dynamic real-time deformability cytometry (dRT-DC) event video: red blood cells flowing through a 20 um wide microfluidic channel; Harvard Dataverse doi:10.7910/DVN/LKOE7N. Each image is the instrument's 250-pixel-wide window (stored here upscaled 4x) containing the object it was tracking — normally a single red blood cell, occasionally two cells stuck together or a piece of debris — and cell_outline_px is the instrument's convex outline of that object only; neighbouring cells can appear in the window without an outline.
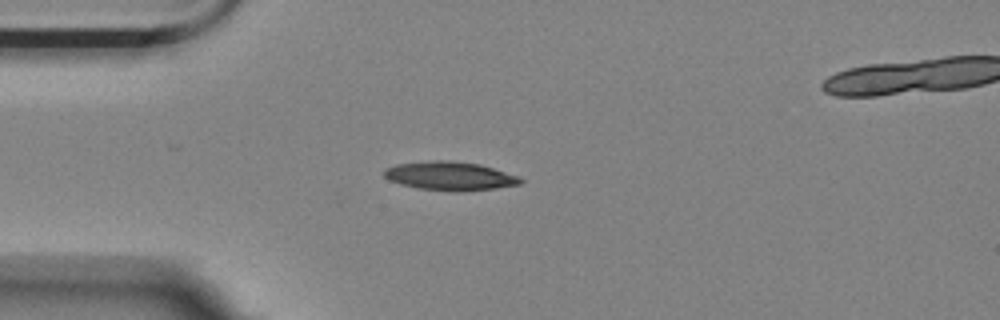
{"species": "Egyptian fruit bat (a non-hibernating species)", "species_latin": "Rousettus aegyptiacus", "temperature_condition": "room temperature", "stored_images_in_passage": 14, "camera_frame_rate_fps": 3000, "um_per_image_px": 0.085, "animal": {"sex": "female"}, "frame": {"image": 1, "passage_image": 2, "time_ms": 1.333, "image_size_px": [1000, 320], "cell_outline_px": [[524, 180], [520, 184], [496, 188], [420, 188], [400, 184], [388, 180], [384, 176], [384, 168], [396, 164], [432, 160], [448, 160], [480, 164], [516, 176]], "centroid_in_image_um": [38.16, 14.9], "position_along_channel_um": 46.8, "area_um2": 21.56}}
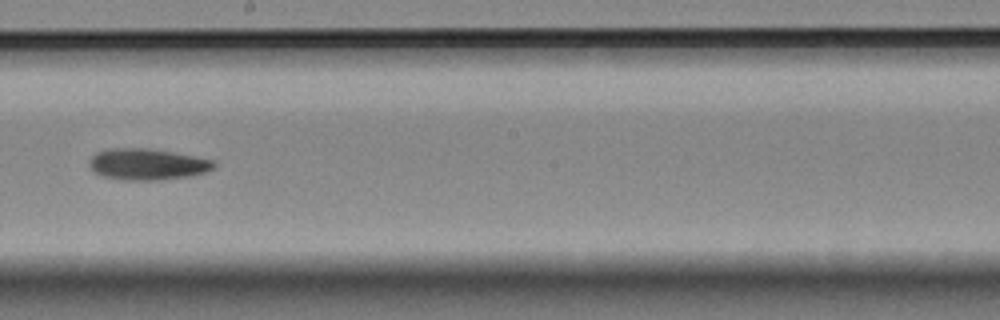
{"frame": {"image": 2, "passage_image": 7, "time_ms": 7.0, "image_size_px": [1000, 320], "cell_outline_px": [[216, 168], [192, 176], [160, 180], [124, 180], [104, 176], [96, 172], [88, 164], [92, 156], [96, 152], [108, 148], [148, 148], [172, 152], [216, 160]], "centroid_in_image_um": [12.56, 13.96], "position_along_channel_um": 235.6, "area_um2": 22.83}}
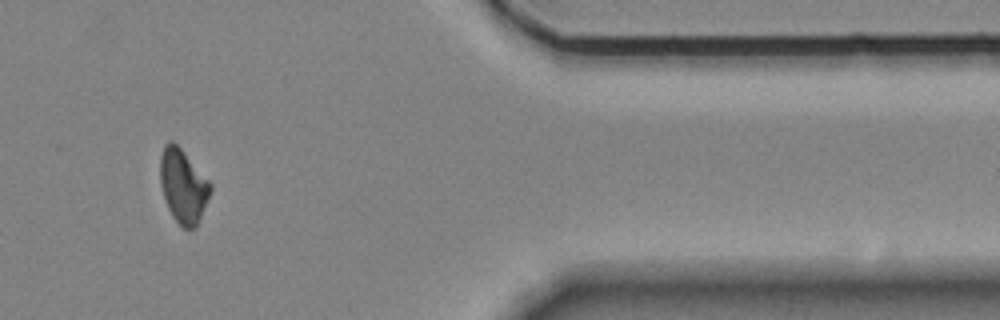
{"frame": {"image": 3, "passage_image": 11, "time_ms": 12.333, "image_size_px": [1000, 320], "cell_outline_px": [[212, 192], [200, 220], [192, 228], [184, 228], [172, 216], [168, 208], [160, 184], [160, 156], [164, 144], [168, 140], [172, 140], [184, 152], [212, 184]], "centroid_in_image_um": [15.57, 15.79], "position_along_channel_um": 395.8, "area_um2": 21.56}}